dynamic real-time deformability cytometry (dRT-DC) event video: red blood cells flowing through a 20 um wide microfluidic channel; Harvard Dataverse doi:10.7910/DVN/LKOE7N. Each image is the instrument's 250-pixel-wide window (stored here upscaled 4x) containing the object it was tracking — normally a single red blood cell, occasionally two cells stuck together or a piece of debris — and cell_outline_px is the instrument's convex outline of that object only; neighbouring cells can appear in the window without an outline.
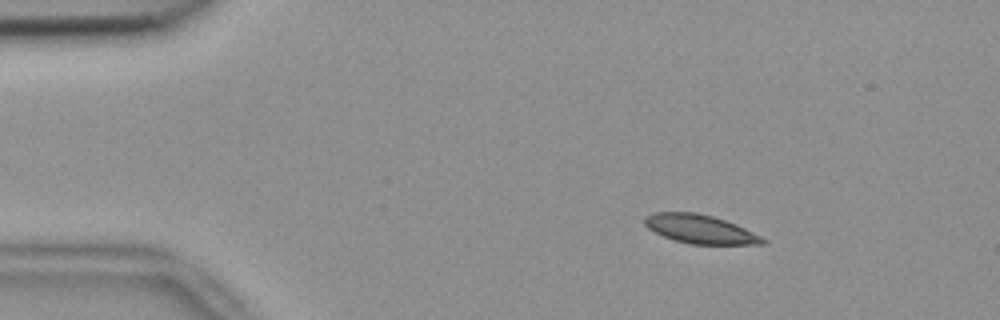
{"species": "common noctule bat (a hibernating species)", "species_latin": "Nyctalus noctula", "temperature_condition": "room temperature", "stored_images_in_passage": 53, "camera_frame_rate_fps": 3000, "um_per_image_px": 0.085, "animal": {"sex": "female", "body_mass_g": 18.4}, "frame": {"image": 1, "passage_image": 8, "time_ms": 2.333, "image_size_px": [1000, 320], "cell_outline_px": [[768, 240], [764, 244], [688, 244], [664, 236], [648, 228], [644, 224], [644, 216], [656, 212], [696, 212], [712, 216], [736, 224]], "centroid_in_image_um": [59.5, 19.47], "position_along_channel_um": 25.5, "area_um2": 19.59}}
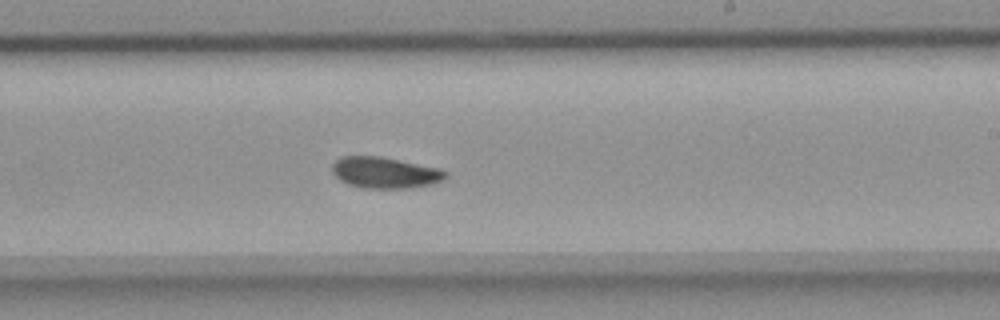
{"frame": {"image": 2, "passage_image": 32, "time_ms": 10.333, "image_size_px": [1000, 320], "cell_outline_px": [[448, 176], [444, 180], [432, 184], [408, 188], [364, 188], [348, 184], [340, 180], [332, 172], [332, 164], [340, 156], [380, 156], [440, 168], [448, 172]], "centroid_in_image_um": [32.74, 14.67], "position_along_channel_um": 256.3, "area_um2": 20.75}}
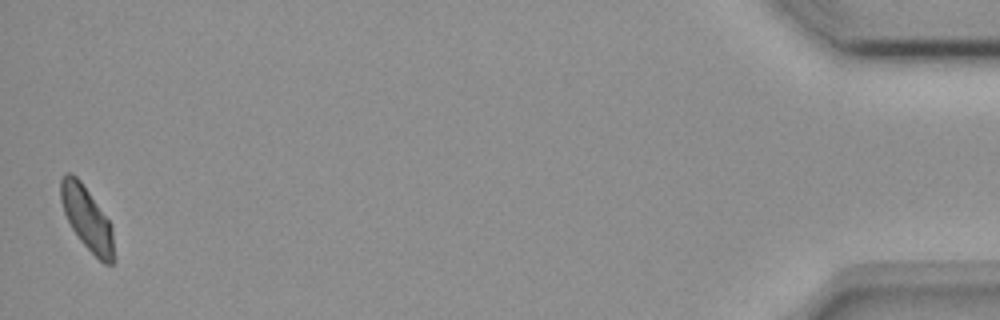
{"frame": {"image": 3, "passage_image": 53, "time_ms": 17.333, "image_size_px": [1000, 320], "cell_outline_px": [[112, 264], [104, 264], [80, 240], [72, 228], [64, 212], [60, 200], [60, 180], [64, 172], [72, 172], [80, 180], [112, 224]], "centroid_in_image_um": [7.35, 18.49], "position_along_channel_um": 427.9, "area_um2": 19.25}, "authors_computed_cell_mechanics": {"area_um2": 20.2878, "velocity_mm_per_s": 3.7515, "shape_relaxation_time_tau1_ms": 4.1891, "shape_relaxation_time_tau2_ms": 6.3592, "deformation_change_tau1": 0.0884, "deformation_change_tau2": 0.078}}